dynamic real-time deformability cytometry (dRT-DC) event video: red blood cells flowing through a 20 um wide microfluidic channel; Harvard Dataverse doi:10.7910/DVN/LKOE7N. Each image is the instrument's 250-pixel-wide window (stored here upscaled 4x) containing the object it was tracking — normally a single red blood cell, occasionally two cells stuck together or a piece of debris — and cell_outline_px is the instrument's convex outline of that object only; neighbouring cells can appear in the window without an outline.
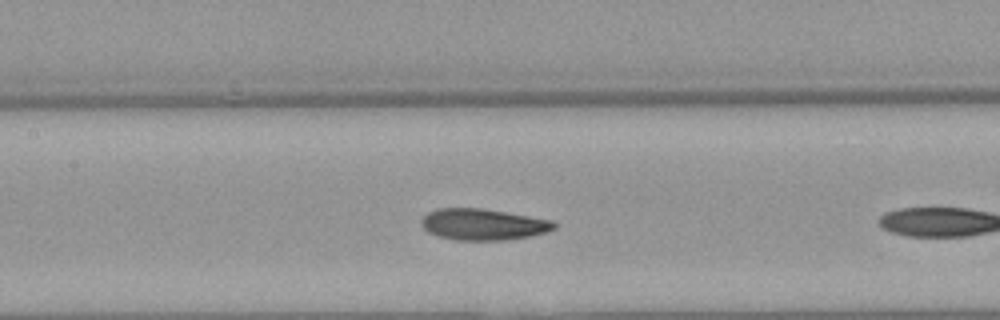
{"species": "Egyptian fruit bat (a non-hibernating species)", "species_latin": "Rousettus aegyptiacus", "temperature_condition": "warm", "stored_images_in_passage": 11, "camera_frame_rate_fps": 3000, "um_per_image_px": 0.085, "animal": {"sex": "female"}, "frame": {"image": 1, "passage_image": 10, "time_ms": 3.0, "image_size_px": [1000, 320], "cell_outline_px": [[556, 228], [548, 232], [532, 236], [508, 240], [456, 240], [436, 236], [428, 232], [420, 224], [420, 220], [428, 212], [436, 208], [480, 208], [552, 220], [556, 224]], "centroid_in_image_um": [41.05, 19.08], "position_along_channel_um": 166.4, "area_um2": 24.39}}